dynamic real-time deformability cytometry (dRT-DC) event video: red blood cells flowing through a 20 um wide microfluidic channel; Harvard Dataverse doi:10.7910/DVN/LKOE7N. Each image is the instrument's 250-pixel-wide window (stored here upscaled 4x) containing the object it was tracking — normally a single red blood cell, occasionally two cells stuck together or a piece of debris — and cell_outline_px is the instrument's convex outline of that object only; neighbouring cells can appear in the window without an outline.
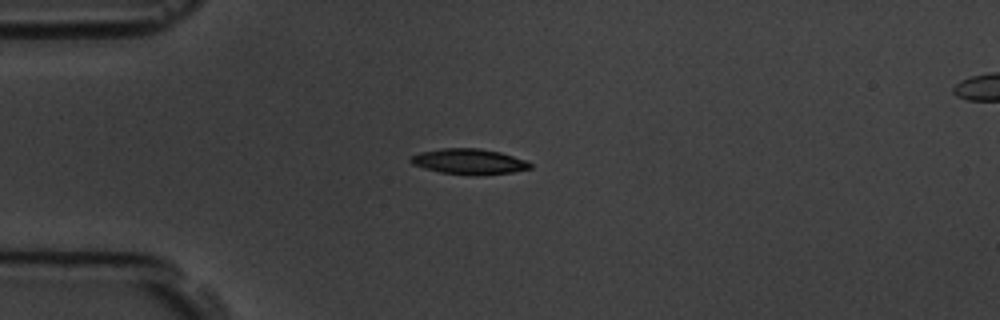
{"species": "common noctule bat (a hibernating species)", "species_latin": "Nyctalus noctula", "temperature_condition": "room temperature", "stored_images_in_passage": 4, "camera_frame_rate_fps": 3000, "um_per_image_px": 0.085, "animal": {"sex": "male", "body_mass_g": 19.5, "forearm_length_mm": 54.6}, "frame": {"image": 1, "passage_image": 2, "time_ms": 1.0, "image_size_px": [1000, 320], "cell_outline_px": [[532, 168], [512, 172], [476, 176], [440, 172], [424, 168], [412, 164], [408, 160], [408, 156], [420, 152], [440, 148], [480, 148], [500, 152], [524, 160], [532, 164]], "centroid_in_image_um": [39.82, 13.73], "position_along_channel_um": 45.2, "area_um2": 17.92}}
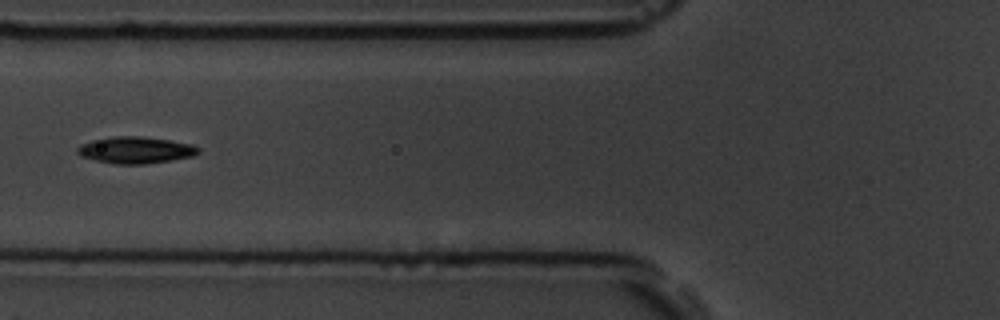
{"frame": {"image": 2, "passage_image": 4, "time_ms": 3.333, "image_size_px": [1000, 320], "cell_outline_px": [[200, 152], [192, 156], [172, 160], [144, 164], [112, 164], [80, 156], [76, 152], [76, 148], [80, 144], [92, 140], [112, 136], [140, 136], [168, 140], [192, 144], [200, 148]], "centroid_in_image_um": [11.49, 12.75], "position_along_channel_um": 114.3, "area_um2": 18.9}}